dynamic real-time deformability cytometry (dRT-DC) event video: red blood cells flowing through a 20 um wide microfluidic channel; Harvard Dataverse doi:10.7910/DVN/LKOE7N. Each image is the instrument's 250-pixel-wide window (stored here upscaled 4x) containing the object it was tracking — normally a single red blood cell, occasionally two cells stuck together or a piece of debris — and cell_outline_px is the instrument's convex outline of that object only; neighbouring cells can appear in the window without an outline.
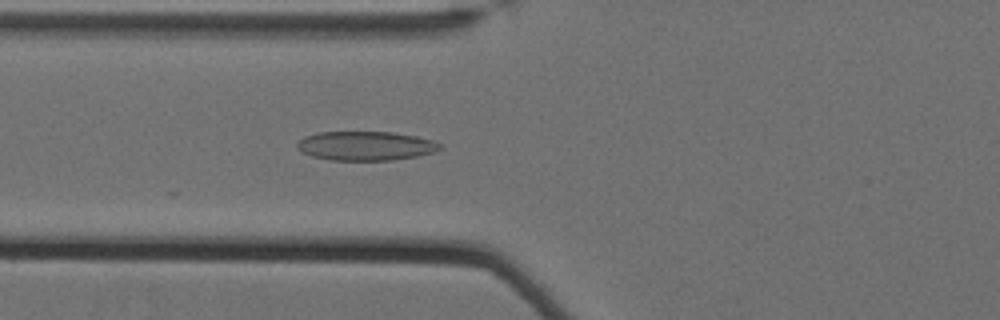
{"species": "Egyptian fruit bat (a non-hibernating species)", "species_latin": "Rousettus aegyptiacus", "temperature_condition": "cold", "stored_images_in_passage": 44, "camera_frame_rate_fps": 3000, "um_per_image_px": 0.085, "animal": {"sex": "female"}, "frame": {"image": 1, "passage_image": 13, "time_ms": 4.0, "image_size_px": [1000, 320], "cell_outline_px": [[440, 148], [432, 152], [416, 156], [392, 160], [328, 160], [312, 156], [296, 148], [296, 144], [304, 136], [316, 132], [392, 132], [416, 136], [432, 140], [440, 144]], "centroid_in_image_um": [31.03, 12.39], "position_along_channel_um": 94.8, "area_um2": 24.1}}
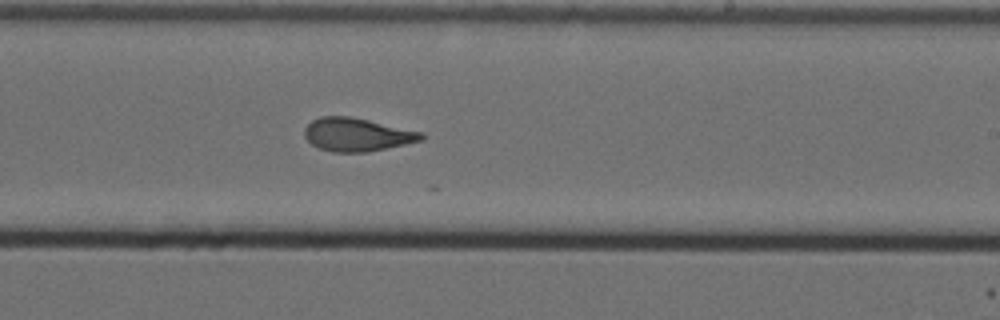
{"frame": {"image": 2, "passage_image": 27, "time_ms": 8.667, "image_size_px": [1000, 320], "cell_outline_px": [[424, 140], [368, 152], [332, 152], [320, 148], [312, 144], [304, 136], [304, 128], [312, 120], [320, 116], [348, 116], [368, 120], [424, 132]], "centroid_in_image_um": [30.35, 11.44], "position_along_channel_um": 258.6, "area_um2": 22.66}}
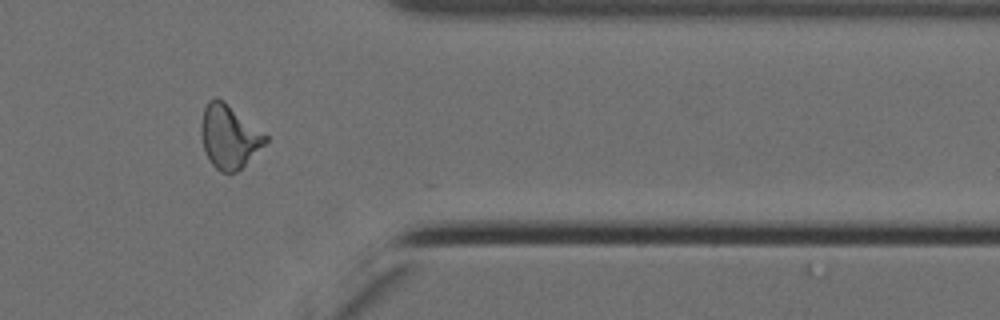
{"frame": {"image": 3, "passage_image": 39, "time_ms": 12.667, "image_size_px": [1000, 320], "cell_outline_px": [[268, 140], [236, 172], [220, 172], [212, 164], [204, 152], [200, 132], [200, 124], [204, 108], [208, 100], [216, 96], [224, 100], [268, 136]], "centroid_in_image_um": [19.43, 11.57], "position_along_channel_um": 392.0, "area_um2": 23.7}, "authors_computed_cell_mechanics": {"area_um2": 22.7154, "velocity_mm_per_s": 3.4903, "shape_relaxation_time_tau1_ms": null, "shape_relaxation_time_tau2_ms": 2.3474, "deformation_change_tau1": null, "deformation_change_tau2": 0.111}}